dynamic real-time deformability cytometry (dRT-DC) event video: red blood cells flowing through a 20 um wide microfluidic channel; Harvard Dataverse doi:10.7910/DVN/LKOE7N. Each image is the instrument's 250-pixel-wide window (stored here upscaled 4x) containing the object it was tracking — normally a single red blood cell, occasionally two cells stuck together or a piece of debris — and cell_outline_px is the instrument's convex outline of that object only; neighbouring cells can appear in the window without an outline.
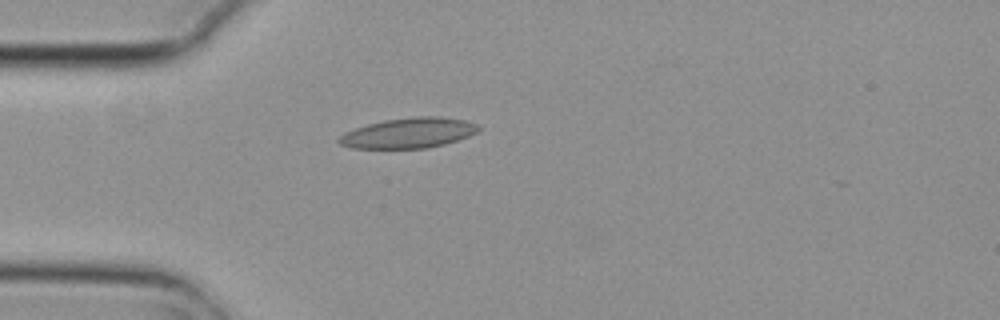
{"species": "common noctule bat (a hibernating species)", "species_latin": "Nyctalus noctula", "temperature_condition": "cold", "stored_images_in_passage": 1, "camera_frame_rate_fps": 3000, "um_per_image_px": 0.085, "animal": {"sex": "female", "body_mass_g": 29.2, "forearm_length_mm": 56.3}, "frame": {"image": 1, "passage_image": 1, "time_ms": 0.0, "image_size_px": [1000, 320], "cell_outline_px": [[480, 128], [476, 132], [468, 136], [444, 144], [428, 148], [352, 148], [340, 144], [336, 140], [344, 132], [368, 124], [384, 120], [416, 116], [440, 116], [464, 120], [476, 124]], "centroid_in_image_um": [34.71, 11.3], "position_along_channel_um": 50.3, "area_um2": 24.45}}